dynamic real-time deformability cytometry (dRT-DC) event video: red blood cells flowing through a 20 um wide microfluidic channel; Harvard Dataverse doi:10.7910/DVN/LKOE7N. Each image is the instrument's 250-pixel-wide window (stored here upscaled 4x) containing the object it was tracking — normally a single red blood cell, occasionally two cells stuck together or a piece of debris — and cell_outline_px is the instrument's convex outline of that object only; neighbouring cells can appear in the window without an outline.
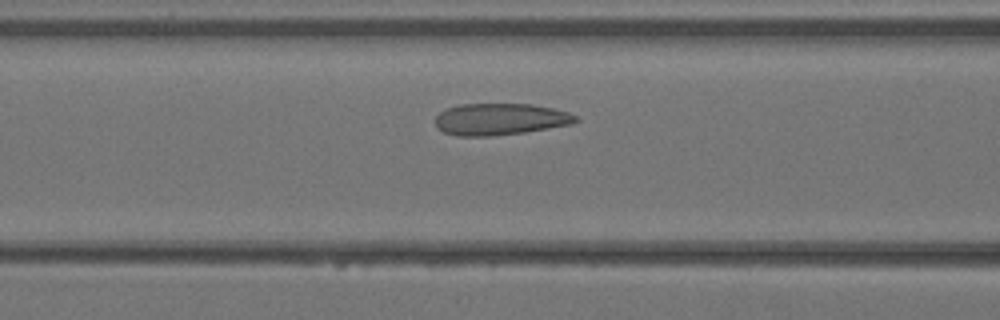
{"species": "Egyptian fruit bat (a non-hibernating species)", "species_latin": "Rousettus aegyptiacus", "temperature_condition": "warm", "stored_images_in_passage": 6, "camera_frame_rate_fps": 3000, "um_per_image_px": 0.085, "animal": {"sex": "female"}, "frame": {"image": 1, "passage_image": 6, "time_ms": 1.667, "image_size_px": [1000, 320], "cell_outline_px": [[580, 120], [568, 124], [548, 128], [524, 132], [492, 136], [456, 136], [444, 132], [436, 128], [436, 116], [440, 112], [448, 108], [460, 104], [532, 104], [552, 108], [568, 112], [576, 116]], "centroid_in_image_um": [42.48, 10.13], "position_along_channel_um": 124.1, "area_um2": 25.84}}